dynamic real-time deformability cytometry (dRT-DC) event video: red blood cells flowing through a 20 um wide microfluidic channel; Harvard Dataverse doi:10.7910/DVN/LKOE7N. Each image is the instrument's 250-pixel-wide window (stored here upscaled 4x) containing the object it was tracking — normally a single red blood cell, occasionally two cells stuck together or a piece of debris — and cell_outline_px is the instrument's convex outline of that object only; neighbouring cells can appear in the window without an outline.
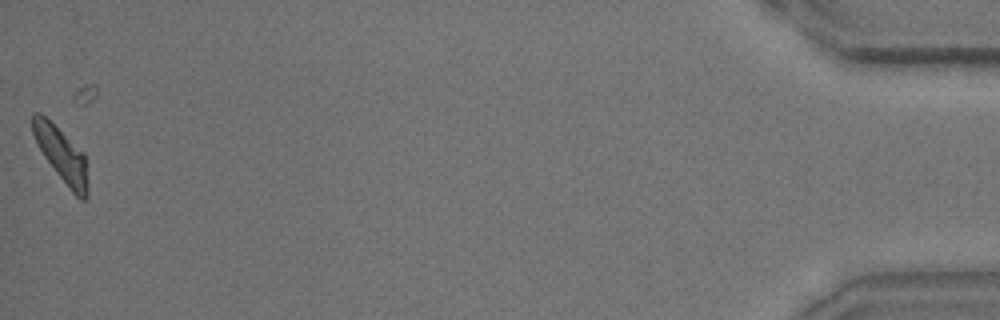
{"species": "common noctule bat (a hibernating species)", "species_latin": "Nyctalus noctula", "temperature_condition": "room temperature", "stored_images_in_passage": 42, "camera_frame_rate_fps": 3000, "um_per_image_px": 0.085, "animal": {"sex": "male", "body_mass_g": 15.6}, "frame": {"image": 1, "passage_image": 42, "time_ms": 13.667, "image_size_px": [1000, 320], "cell_outline_px": [[88, 196], [84, 200], [80, 200], [72, 192], [56, 172], [44, 156], [32, 132], [32, 112], [40, 112], [84, 152], [88, 184]], "centroid_in_image_um": [5.25, 13.17], "position_along_channel_um": 430.0, "area_um2": 17.28}}